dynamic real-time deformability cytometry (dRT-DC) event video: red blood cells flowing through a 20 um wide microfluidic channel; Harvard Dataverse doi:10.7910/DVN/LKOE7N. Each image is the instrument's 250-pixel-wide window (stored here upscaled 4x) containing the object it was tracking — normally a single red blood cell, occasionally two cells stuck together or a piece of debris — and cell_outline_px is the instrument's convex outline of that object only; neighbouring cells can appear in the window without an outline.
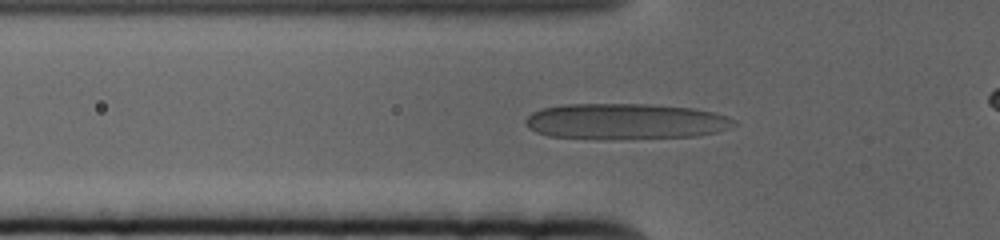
{"species": "human", "species_latin": "Homo sapiens", "temperature_condition": "cold", "stored_images_in_passage": 42, "camera_frame_rate_fps": 3000, "um_per_image_px": 0.085, "donor": {"sex": "female"}, "frame": {"image": 1, "passage_image": 9, "time_ms": 2.667, "image_size_px": [1000, 240], "cell_outline_px": [[736, 124], [728, 128], [716, 132], [696, 136], [604, 140], [548, 136], [536, 132], [524, 124], [524, 120], [532, 112], [540, 108], [564, 104], [644, 104], [692, 108], [712, 112], [736, 120]], "centroid_in_image_um": [53.09, 10.33], "position_along_channel_um": 72.7, "area_um2": 43.87}}
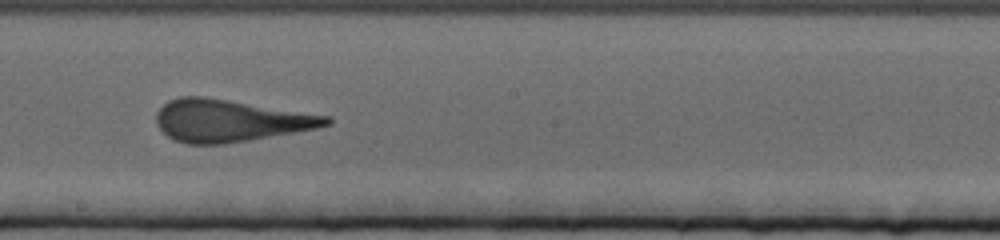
{"frame": {"image": 2, "passage_image": 23, "time_ms": 7.333, "image_size_px": [1000, 240], "cell_outline_px": [[332, 124], [316, 128], [248, 140], [224, 144], [188, 144], [172, 140], [160, 128], [156, 120], [156, 112], [168, 100], [180, 96], [204, 96], [332, 116]], "centroid_in_image_um": [19.55, 10.24], "position_along_channel_um": 228.7, "area_um2": 41.73}}
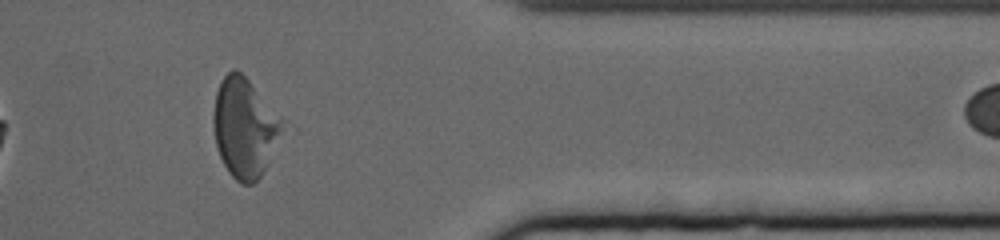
{"frame": {"image": 3, "passage_image": 39, "time_ms": 12.667, "image_size_px": [1000, 240], "cell_outline_px": [[284, 120], [268, 164], [260, 176], [252, 184], [240, 184], [228, 172], [220, 156], [216, 144], [212, 124], [212, 116], [216, 92], [220, 80], [228, 72], [240, 72], [248, 80]], "centroid_in_image_um": [20.74, 10.87], "position_along_channel_um": 390.7, "area_um2": 39.19}}